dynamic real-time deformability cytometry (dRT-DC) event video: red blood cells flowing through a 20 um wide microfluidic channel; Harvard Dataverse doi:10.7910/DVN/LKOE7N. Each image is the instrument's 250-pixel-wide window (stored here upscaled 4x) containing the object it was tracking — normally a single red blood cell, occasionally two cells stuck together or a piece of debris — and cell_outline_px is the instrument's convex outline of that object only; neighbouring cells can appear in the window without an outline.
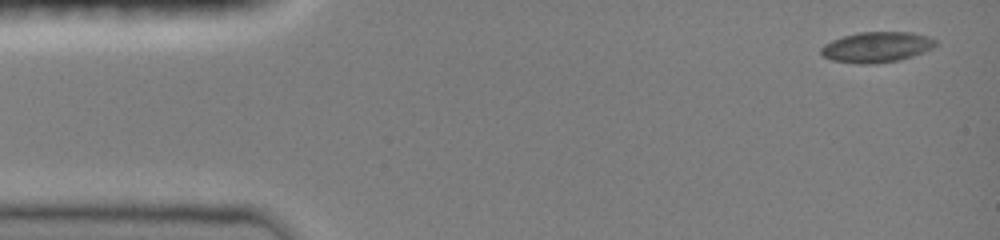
{"species": "common noctule bat (a hibernating species)", "species_latin": "Nyctalus noctula", "temperature_condition": "room temperature", "stored_images_in_passage": 3, "camera_frame_rate_fps": 3000, "um_per_image_px": 0.085, "animal": {"sex": "female", "body_mass_g": 19.0, "forearm_length_mm": 51.5}, "frame": {"image": 1, "passage_image": 1, "time_ms": 0.0, "image_size_px": [1000, 240], "cell_outline_px": [[936, 44], [932, 48], [924, 52], [900, 60], [876, 64], [860, 64], [832, 60], [820, 56], [820, 48], [824, 44], [832, 40], [844, 36], [860, 32], [912, 32], [928, 36], [936, 40]], "centroid_in_image_um": [74.5, 4.01], "position_along_channel_um": 10.5, "area_um2": 20.52}}